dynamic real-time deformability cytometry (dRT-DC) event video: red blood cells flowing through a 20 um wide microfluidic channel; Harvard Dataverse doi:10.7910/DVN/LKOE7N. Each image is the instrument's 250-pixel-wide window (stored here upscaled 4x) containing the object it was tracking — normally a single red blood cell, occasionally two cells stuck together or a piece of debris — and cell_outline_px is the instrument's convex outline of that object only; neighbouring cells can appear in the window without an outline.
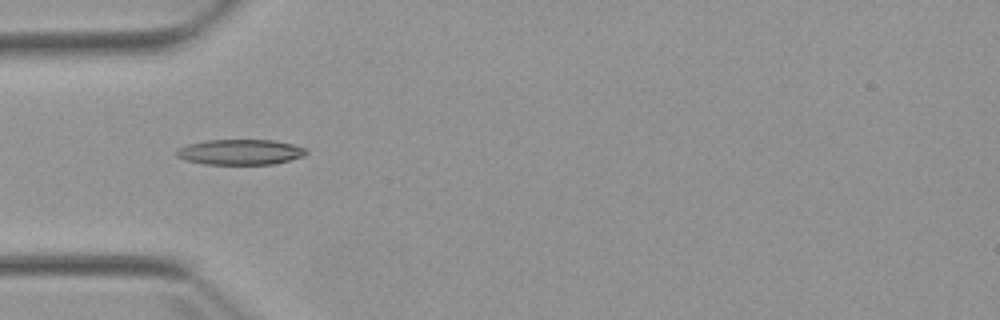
{"species": "Egyptian fruit bat (a non-hibernating species)", "species_latin": "Rousettus aegyptiacus", "temperature_condition": "warm", "stored_images_in_passage": 2, "camera_frame_rate_fps": 3000, "um_per_image_px": 0.085, "animal": {"sex": "female"}, "frame": {"image": 1, "passage_image": 2, "time_ms": 4.667, "image_size_px": [1000, 320], "cell_outline_px": [[308, 152], [304, 156], [272, 164], [204, 164], [184, 160], [176, 156], [176, 148], [188, 144], [204, 140], [272, 140], [292, 144], [304, 148]], "centroid_in_image_um": [20.36, 12.92], "position_along_channel_um": 64.6, "area_um2": 19.19}}